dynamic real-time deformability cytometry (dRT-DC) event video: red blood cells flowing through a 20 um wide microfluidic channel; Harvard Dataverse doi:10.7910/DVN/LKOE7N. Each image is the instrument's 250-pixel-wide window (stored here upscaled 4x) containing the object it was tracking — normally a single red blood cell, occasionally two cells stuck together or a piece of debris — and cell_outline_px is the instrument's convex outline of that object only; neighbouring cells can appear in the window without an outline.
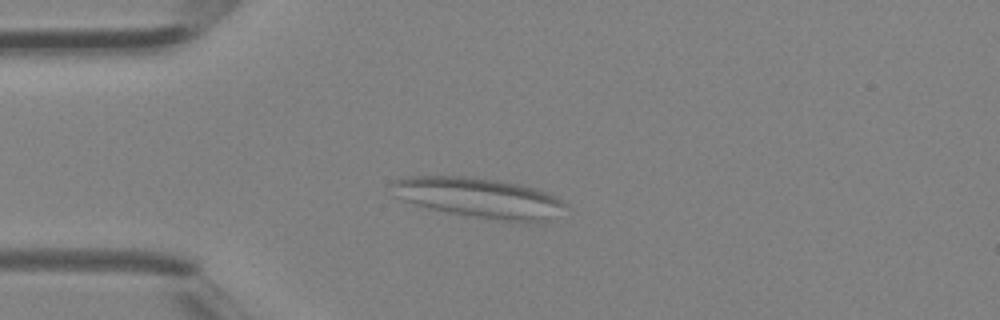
{"species": "Egyptian fruit bat (a non-hibernating species)", "species_latin": "Rousettus aegyptiacus", "temperature_condition": "room temperature", "stored_images_in_passage": 40, "camera_frame_rate_fps": 3000, "um_per_image_px": 0.085, "animal": {"sex": "female"}, "frame": {"image": 1, "passage_image": 10, "time_ms": 3.0, "image_size_px": [1000, 320], "cell_outline_px": [[568, 204], [548, 220], [536, 224], [500, 220], [448, 212], [416, 204], [392, 196], [392, 180], [408, 176], [464, 176], [496, 180], [520, 184], [556, 196]], "centroid_in_image_um": [40.72, 16.81], "position_along_channel_um": 44.3, "area_um2": 40.29}}
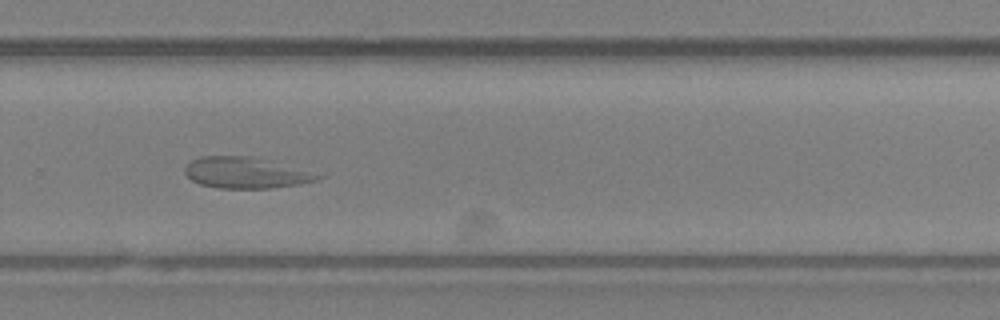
{"frame": {"image": 2, "passage_image": 27, "time_ms": 8.667, "image_size_px": [1000, 320], "cell_outline_px": [[324, 176], [316, 180], [300, 184], [268, 188], [220, 188], [200, 184], [192, 180], [184, 172], [184, 168], [192, 160], [200, 156], [252, 156], [268, 160]], "centroid_in_image_um": [20.83, 14.68], "position_along_channel_um": 309.0, "area_um2": 23.64}}
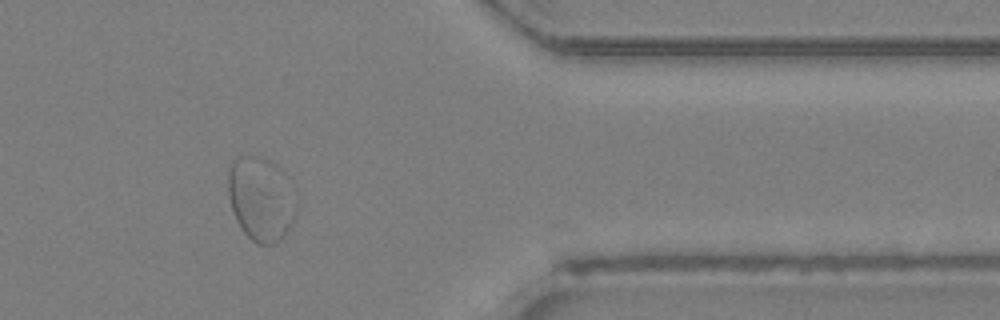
{"frame": {"image": 3, "passage_image": 33, "time_ms": 10.667, "image_size_px": [1000, 320], "cell_outline_px": [[296, 216], [292, 224], [284, 236], [276, 244], [256, 244], [240, 228], [236, 220], [228, 196], [228, 168], [232, 160], [240, 156], [256, 156], [268, 160], [276, 164], [292, 176], [296, 208]], "centroid_in_image_um": [22.22, 16.88], "position_along_channel_um": 389.2, "area_um2": 34.39}}